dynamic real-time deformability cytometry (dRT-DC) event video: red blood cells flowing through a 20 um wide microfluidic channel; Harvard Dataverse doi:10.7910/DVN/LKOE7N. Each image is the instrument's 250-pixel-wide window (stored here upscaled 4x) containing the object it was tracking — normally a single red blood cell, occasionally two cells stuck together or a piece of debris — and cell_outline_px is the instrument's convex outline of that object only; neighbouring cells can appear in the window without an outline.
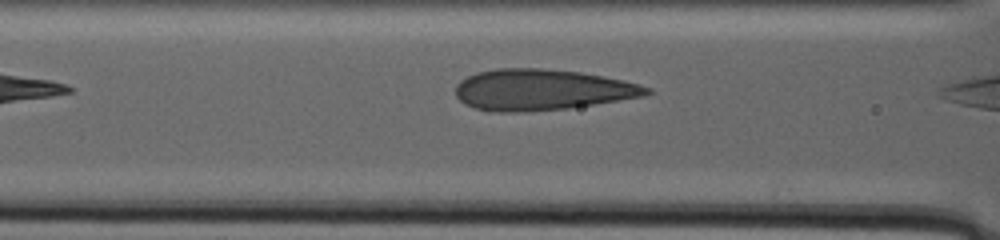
{"species": "human", "species_latin": "Homo sapiens", "temperature_condition": "warm", "stored_images_in_passage": 6, "camera_frame_rate_fps": 3000, "um_per_image_px": 0.085, "donor": {"sex": "male"}, "frame": {"image": 1, "passage_image": 4, "time_ms": 1.667, "image_size_px": [1000, 240], "cell_outline_px": [[652, 92], [644, 96], [568, 108], [516, 112], [500, 112], [476, 108], [464, 104], [456, 96], [456, 84], [460, 80], [476, 72], [496, 68], [544, 68], [580, 72], [604, 76], [624, 80], [652, 88]], "centroid_in_image_um": [46.05, 7.61], "position_along_channel_um": 120.6, "area_um2": 45.6}}